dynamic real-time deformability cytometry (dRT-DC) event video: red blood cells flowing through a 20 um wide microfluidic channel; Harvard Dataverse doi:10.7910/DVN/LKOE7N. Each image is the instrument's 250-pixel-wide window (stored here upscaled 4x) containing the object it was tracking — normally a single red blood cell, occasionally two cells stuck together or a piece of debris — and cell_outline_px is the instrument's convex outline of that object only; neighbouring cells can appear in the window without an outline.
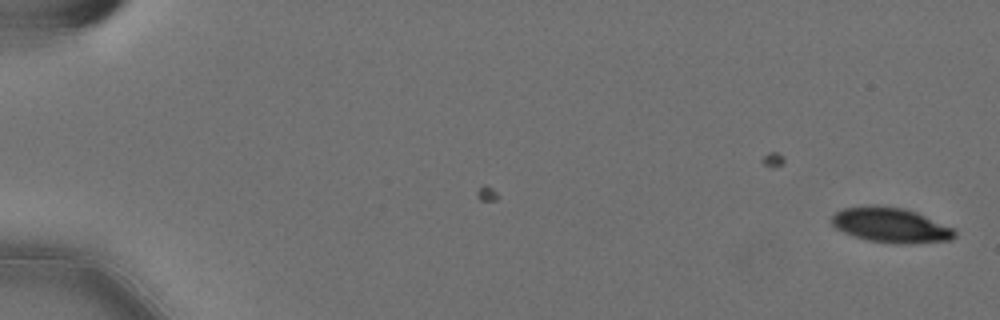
{"species": "Egyptian fruit bat (a non-hibernating species)", "species_latin": "Rousettus aegyptiacus", "temperature_condition": "cold", "stored_images_in_passage": 49, "camera_frame_rate_fps": 3000, "um_per_image_px": 0.085, "animal": {"sex": "female"}, "frame": {"image": 1, "passage_image": 1, "time_ms": 0.0, "image_size_px": [1000, 320], "cell_outline_px": [[956, 236], [952, 240], [912, 244], [896, 244], [868, 240], [844, 232], [836, 228], [832, 224], [832, 216], [836, 212], [844, 208], [904, 208], [916, 212], [952, 228], [956, 232]], "centroid_in_image_um": [75.78, 19.19], "position_along_channel_um": 9.2, "area_um2": 24.16}}
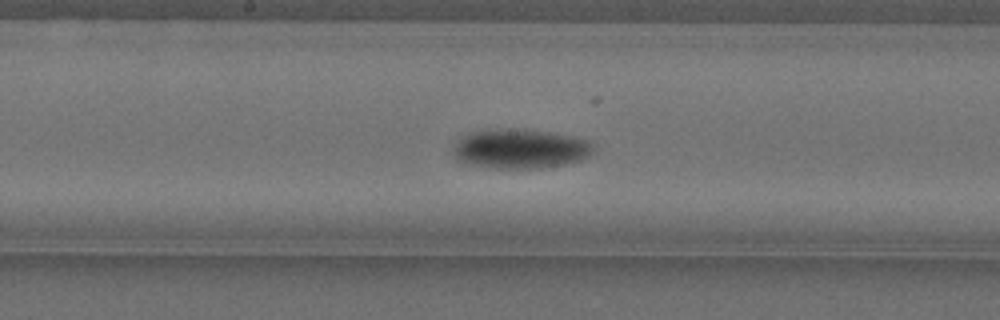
{"frame": {"image": 2, "passage_image": 31, "time_ms": 10.0, "image_size_px": [1000, 320], "cell_outline_px": [[592, 152], [588, 156], [580, 160], [564, 164], [540, 168], [488, 168], [456, 160], [452, 152], [452, 148], [456, 140], [472, 132], [508, 128], [516, 128], [548, 132], [572, 136], [588, 140], [592, 144]], "centroid_in_image_um": [44.18, 12.65], "position_along_channel_um": 204.0, "area_um2": 32.19}}
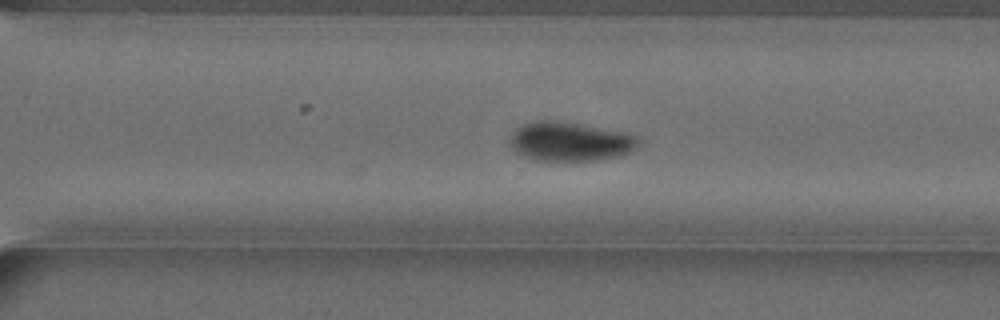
{"frame": {"image": 3, "passage_image": 41, "time_ms": 13.333, "image_size_px": [1000, 320], "cell_outline_px": [[640, 144], [632, 152], [620, 156], [600, 160], [532, 160], [512, 152], [508, 144], [508, 140], [516, 128], [532, 120], [556, 120], [580, 124], [620, 132], [636, 136], [640, 140]], "centroid_in_image_um": [48.38, 12.04], "position_along_channel_um": 322.2, "area_um2": 29.65}, "authors_computed_cell_mechanics": {"area_um2": 29.189, "velocity_mm_per_s": 3.5655, "shape_relaxation_time_tau1_ms": 3.1696, "shape_relaxation_time_tau2_ms": null, "deformation_change_tau1": 0.1303, "deformation_change_tau2": null}}